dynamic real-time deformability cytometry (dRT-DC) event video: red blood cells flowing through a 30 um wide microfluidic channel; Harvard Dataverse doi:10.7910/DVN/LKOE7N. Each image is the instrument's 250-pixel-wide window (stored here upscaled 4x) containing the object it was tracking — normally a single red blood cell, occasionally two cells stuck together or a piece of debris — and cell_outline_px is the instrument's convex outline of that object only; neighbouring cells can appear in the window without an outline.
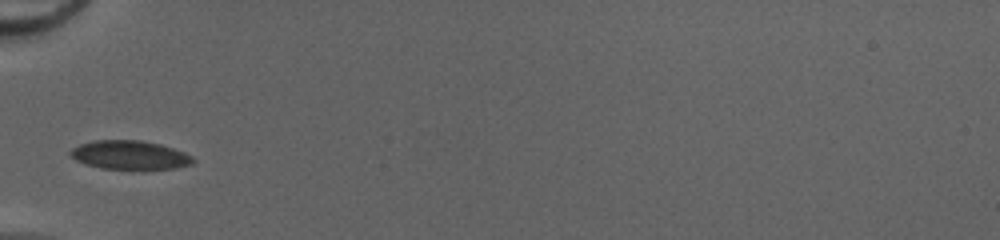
{"species": "common noctule bat (a hibernating species)", "species_latin": "Nyctalus noctula", "temperature_condition": "cold", "stored_images_in_passage": 33, "camera_frame_rate_fps": 3000, "um_per_image_px": 0.085, "animal": {"sex": "female", "body_mass_g": 20.0, "forearm_length_mm": 54.0}, "frame": {"image": 1, "passage_image": 1, "time_ms": 0.0, "image_size_px": [1000, 240], "cell_outline_px": [[196, 160], [192, 164], [176, 168], [100, 168], [84, 164], [76, 160], [68, 152], [72, 148], [80, 144], [96, 140], [140, 140], [160, 144], [184, 152], [192, 156]], "centroid_in_image_um": [11.02, 13.16], "position_along_channel_um": 74.0, "area_um2": 20.35}}
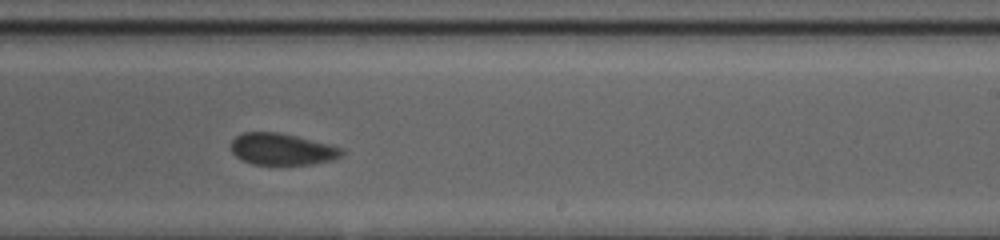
{"frame": {"image": 2, "passage_image": 15, "time_ms": 4.667, "image_size_px": [1000, 240], "cell_outline_px": [[344, 152], [340, 156], [332, 160], [312, 164], [252, 164], [236, 156], [232, 152], [232, 140], [236, 136], [244, 132], [280, 132], [328, 144], [340, 148]], "centroid_in_image_um": [23.95, 12.67], "position_along_channel_um": 265.0, "area_um2": 20.11}}
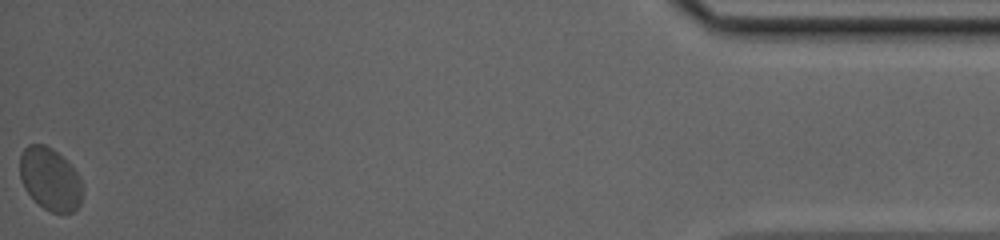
{"frame": {"image": 3, "passage_image": 33, "time_ms": 10.667, "image_size_px": [1000, 240], "cell_outline_px": [[80, 204], [72, 212], [52, 212], [44, 208], [24, 188], [20, 176], [20, 156], [24, 148], [28, 144], [44, 144], [52, 148], [76, 172], [80, 180]], "centroid_in_image_um": [4.21, 15.2], "position_along_channel_um": 431.0, "area_um2": 22.14}, "authors_computed_cell_mechanics": {"area_um2": 21.5016, "velocity_mm_per_s": 4.1161, "shape_relaxation_time_tau1_ms": 1.4022, "shape_relaxation_time_tau2_ms": 0.8504, "deformation_change_tau1": 0.0537, "deformation_change_tau2": 0.0332}}